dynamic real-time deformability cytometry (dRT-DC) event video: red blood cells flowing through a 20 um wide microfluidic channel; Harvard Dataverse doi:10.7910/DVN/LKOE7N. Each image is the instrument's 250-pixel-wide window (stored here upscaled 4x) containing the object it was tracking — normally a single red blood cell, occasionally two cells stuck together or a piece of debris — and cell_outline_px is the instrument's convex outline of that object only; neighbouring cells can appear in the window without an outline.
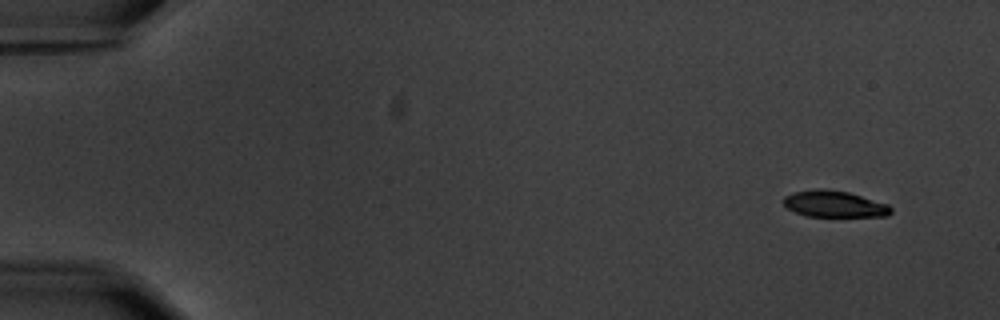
{"species": "common noctule bat (a hibernating species)", "species_latin": "Nyctalus noctula", "temperature_condition": "warm", "stored_images_in_passage": 5, "camera_frame_rate_fps": 3000, "um_per_image_px": 0.085, "animal": {"sex": "male", "body_mass_g": 20.1, "forearm_length_mm": 53.5}, "frame": {"image": 1, "passage_image": 1, "time_ms": 0.0, "image_size_px": [1000, 320], "cell_outline_px": [[892, 212], [888, 216], [804, 216], [788, 208], [784, 204], [784, 196], [792, 192], [816, 188], [824, 188], [848, 192], [888, 204], [892, 208]], "centroid_in_image_um": [70.91, 17.33], "position_along_channel_um": 14.1, "area_um2": 16.59}}
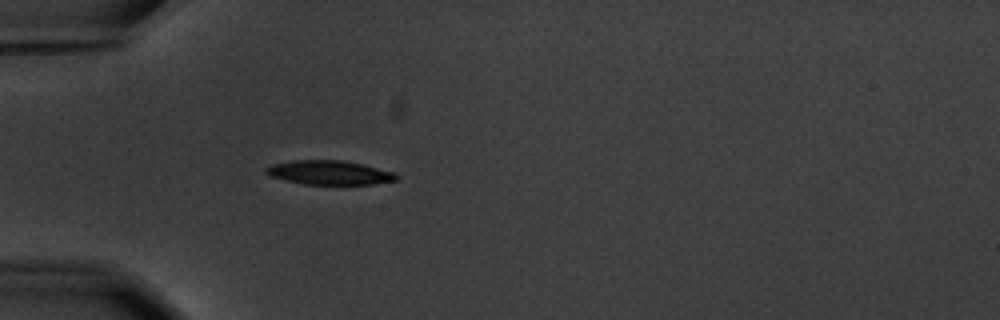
{"frame": {"image": 2, "passage_image": 5, "time_ms": 4.667, "image_size_px": [1000, 320], "cell_outline_px": [[400, 176], [396, 180], [372, 184], [304, 184], [268, 176], [264, 172], [264, 168], [272, 164], [292, 160], [344, 160], [396, 172]], "centroid_in_image_um": [27.98, 14.66], "position_along_channel_um": 57.0, "area_um2": 18.44}}